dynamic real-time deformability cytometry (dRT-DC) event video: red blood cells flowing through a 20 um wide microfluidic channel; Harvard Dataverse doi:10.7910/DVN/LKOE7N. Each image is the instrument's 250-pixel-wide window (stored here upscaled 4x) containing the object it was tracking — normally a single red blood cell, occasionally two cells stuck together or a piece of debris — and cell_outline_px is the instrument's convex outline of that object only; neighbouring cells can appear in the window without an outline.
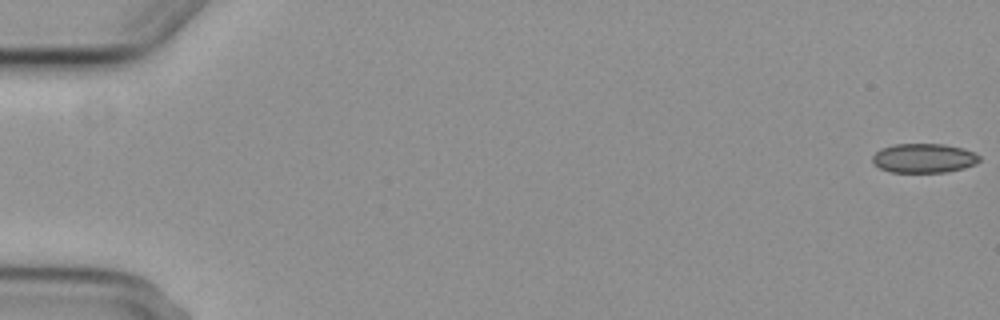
{"species": "common noctule bat (a hibernating species)", "species_latin": "Nyctalus noctula", "temperature_condition": "cold", "stored_images_in_passage": 8, "camera_frame_rate_fps": 3000, "um_per_image_px": 0.085, "animal": {"sex": "female", "body_mass_g": 29.2, "forearm_length_mm": 56.3}, "frame": {"image": 1, "passage_image": 1, "time_ms": 0.0, "image_size_px": [1000, 320], "cell_outline_px": [[980, 160], [976, 164], [964, 168], [944, 172], [892, 172], [880, 168], [872, 164], [872, 156], [880, 148], [892, 144], [944, 144], [964, 148], [980, 156]], "centroid_in_image_um": [78.5, 13.44], "position_along_channel_um": 6.5, "area_um2": 18.38}}
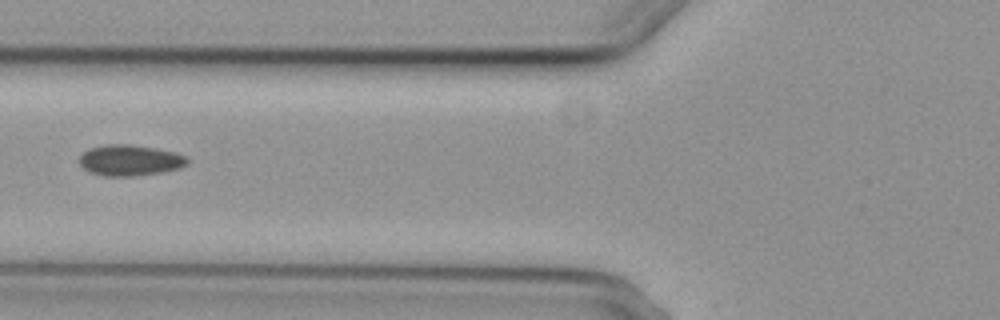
{"frame": {"image": 2, "passage_image": 7, "time_ms": 7.333, "image_size_px": [1000, 320], "cell_outline_px": [[188, 164], [180, 168], [160, 172], [132, 176], [104, 176], [88, 172], [80, 164], [80, 156], [84, 152], [92, 148], [108, 144], [128, 144], [176, 152], [184, 156], [188, 160]], "centroid_in_image_um": [11.04, 13.63], "position_along_channel_um": 114.8, "area_um2": 19.19}}
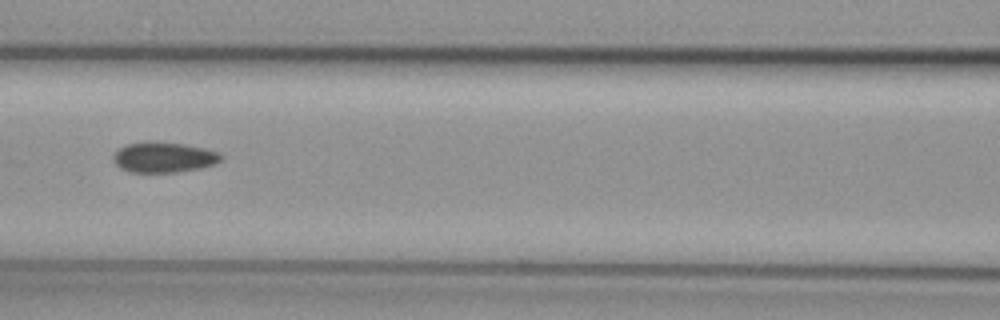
{"frame": {"image": 3, "passage_image": 8, "time_ms": 8.333, "image_size_px": [1000, 320], "cell_outline_px": [[224, 156], [216, 164], [200, 168], [176, 172], [132, 172], [120, 168], [116, 164], [112, 156], [120, 148], [128, 144], [148, 140], [184, 144], [204, 148], [216, 152]], "centroid_in_image_um": [13.92, 13.36], "position_along_channel_um": 152.7, "area_um2": 19.07}}